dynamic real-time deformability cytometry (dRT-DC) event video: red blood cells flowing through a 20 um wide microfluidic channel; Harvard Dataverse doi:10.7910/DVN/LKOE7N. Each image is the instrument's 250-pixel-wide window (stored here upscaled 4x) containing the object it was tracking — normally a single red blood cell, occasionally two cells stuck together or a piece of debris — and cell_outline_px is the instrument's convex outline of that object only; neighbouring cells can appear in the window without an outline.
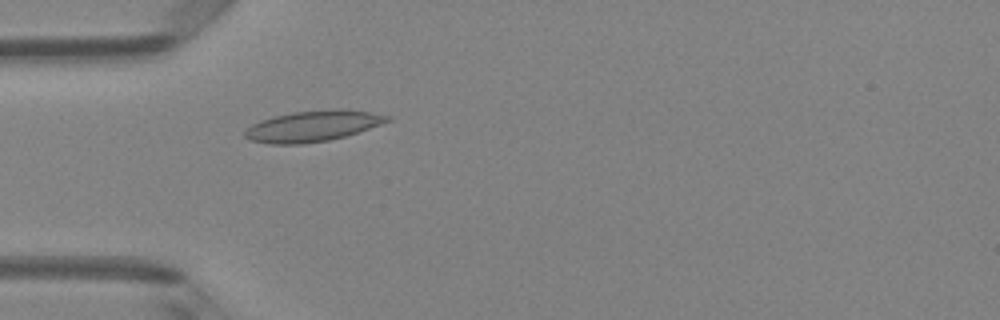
{"species": "Egyptian fruit bat (a non-hibernating species)", "species_latin": "Rousettus aegyptiacus", "temperature_condition": "room temperature", "stored_images_in_passage": 5, "camera_frame_rate_fps": 3000, "um_per_image_px": 0.085, "animal": {"sex": "female"}, "frame": {"image": 1, "passage_image": 5, "time_ms": 1.333, "image_size_px": [1000, 320], "cell_outline_px": [[392, 120], [344, 136], [328, 140], [300, 144], [268, 144], [252, 140], [244, 136], [244, 132], [252, 124], [260, 120], [272, 116], [292, 112], [336, 108], [340, 108], [368, 112], [392, 116]], "centroid_in_image_um": [26.56, 10.7], "position_along_channel_um": 58.4, "area_um2": 25.49}}